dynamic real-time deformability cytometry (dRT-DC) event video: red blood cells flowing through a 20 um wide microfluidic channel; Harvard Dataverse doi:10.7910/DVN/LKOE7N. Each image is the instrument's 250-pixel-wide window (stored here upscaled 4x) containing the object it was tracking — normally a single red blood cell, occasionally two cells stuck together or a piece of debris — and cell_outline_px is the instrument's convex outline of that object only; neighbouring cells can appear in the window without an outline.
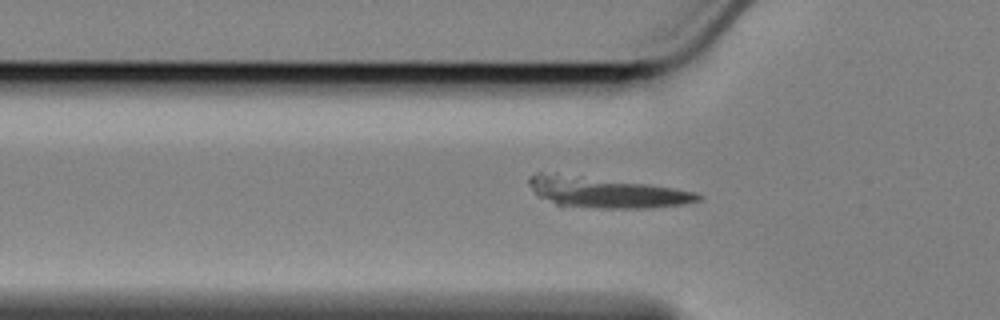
{"species": "Egyptian fruit bat (a non-hibernating species)", "species_latin": "Rousettus aegyptiacus", "temperature_condition": "cold", "stored_images_in_passage": 48, "camera_frame_rate_fps": 3000, "um_per_image_px": 0.085, "animal": {"sex": "female"}, "frame": {"image": 1, "passage_image": 8, "time_ms": 2.333, "image_size_px": [1000, 320], "cell_outline_px": [[700, 200], [680, 204], [644, 208], [560, 208], [536, 196], [528, 184], [528, 176], [536, 172], [540, 172], [580, 176], [644, 184], [672, 188], [696, 192], [700, 196]], "centroid_in_image_um": [51.32, 16.38], "position_along_channel_um": 74.5, "area_um2": 30.29}}
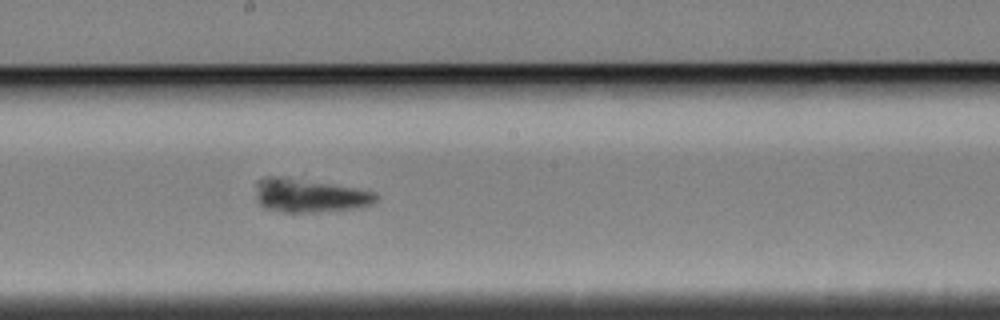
{"frame": {"image": 2, "passage_image": 21, "time_ms": 6.667, "image_size_px": [1000, 320], "cell_outline_px": [[376, 200], [368, 204], [356, 208], [312, 212], [280, 212], [264, 208], [260, 204], [256, 196], [256, 180], [264, 176], [280, 176], [376, 192]], "centroid_in_image_um": [26.19, 16.62], "position_along_channel_um": 222.0, "area_um2": 23.06}}
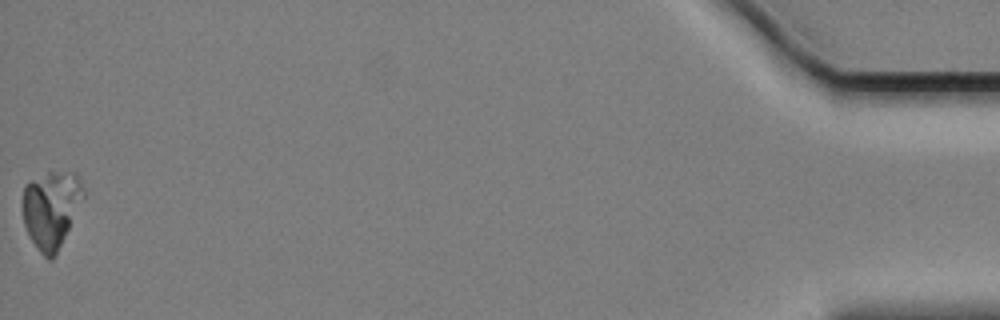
{"frame": {"image": 3, "passage_image": 48, "time_ms": 15.667, "image_size_px": [1000, 320], "cell_outline_px": [[84, 196], [52, 260], [48, 260], [40, 252], [32, 240], [24, 224], [24, 184], [48, 168], [76, 172], [84, 192]], "centroid_in_image_um": [4.34, 17.66], "position_along_channel_um": 430.9, "area_um2": 27.22}}